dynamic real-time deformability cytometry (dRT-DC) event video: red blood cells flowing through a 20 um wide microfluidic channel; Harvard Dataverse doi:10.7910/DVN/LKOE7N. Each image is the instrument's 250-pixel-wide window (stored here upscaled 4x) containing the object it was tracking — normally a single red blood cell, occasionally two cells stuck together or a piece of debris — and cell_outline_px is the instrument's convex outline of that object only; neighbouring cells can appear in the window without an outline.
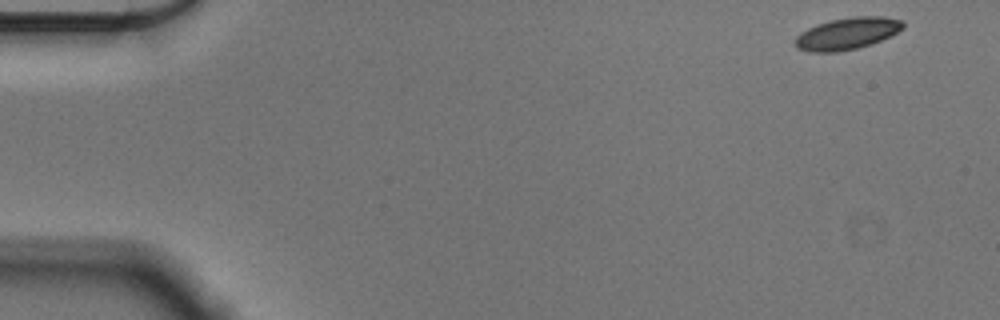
{"species": "Egyptian fruit bat (a non-hibernating species)", "species_latin": "Rousettus aegyptiacus", "temperature_condition": "cold", "stored_images_in_passage": 54, "camera_frame_rate_fps": 3000, "um_per_image_px": 0.085, "animal": {"sex": "male"}, "frame": {"image": 1, "passage_image": 1, "time_ms": 0.0, "image_size_px": [1000, 320], "cell_outline_px": [[904, 28], [872, 44], [840, 52], [808, 52], [796, 48], [792, 40], [800, 32], [816, 24], [832, 20], [852, 16], [884, 16], [904, 20]], "centroid_in_image_um": [71.97, 2.85], "position_along_channel_um": 13.0, "area_um2": 20.29}}
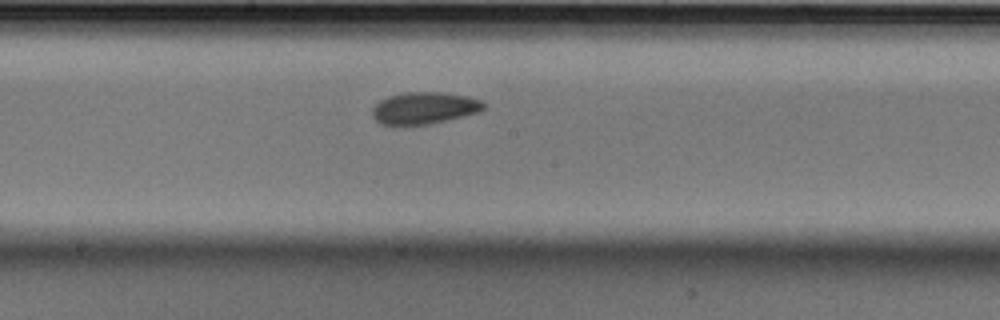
{"frame": {"image": 2, "passage_image": 28, "time_ms": 9.0, "image_size_px": [1000, 320], "cell_outline_px": [[484, 108], [480, 112], [464, 116], [428, 124], [380, 124], [372, 116], [372, 108], [380, 100], [388, 96], [404, 92], [444, 92], [468, 96], [480, 100], [484, 104]], "centroid_in_image_um": [36.06, 9.17], "position_along_channel_um": 212.1, "area_um2": 20.63}}
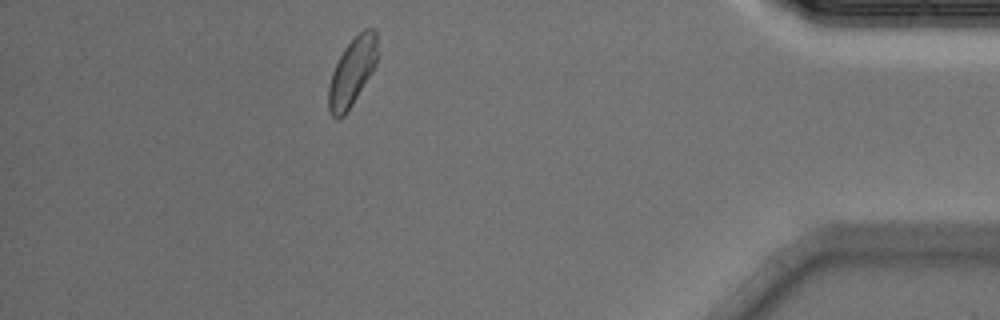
{"frame": {"image": 3, "passage_image": 48, "time_ms": 15.667, "image_size_px": [1000, 320], "cell_outline_px": [[376, 64], [372, 72], [352, 104], [344, 116], [336, 120], [332, 116], [328, 108], [328, 88], [332, 72], [344, 48], [364, 28], [372, 28], [376, 32]], "centroid_in_image_um": [29.91, 6.14], "position_along_channel_um": 405.3, "area_um2": 19.02}, "authors_computed_cell_mechanics": {"area_um2": 20.2589, "velocity_mm_per_s": 3.5564, "shape_relaxation_time_tau1_ms": 5.4083, "shape_relaxation_time_tau2_ms": 2.7314, "deformation_change_tau1": 0.0903, "deformation_change_tau2": 0.0632}}